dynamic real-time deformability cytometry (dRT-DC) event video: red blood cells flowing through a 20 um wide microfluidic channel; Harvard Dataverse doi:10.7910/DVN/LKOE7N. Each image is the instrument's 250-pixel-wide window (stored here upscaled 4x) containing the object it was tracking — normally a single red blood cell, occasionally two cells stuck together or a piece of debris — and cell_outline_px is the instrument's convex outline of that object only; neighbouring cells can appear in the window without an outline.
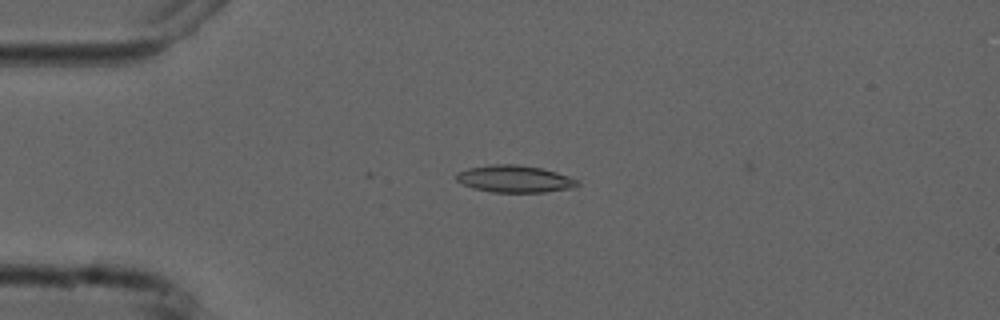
{"species": "common noctule bat (a hibernating species)", "species_latin": "Nyctalus noctula", "temperature_condition": "cold", "stored_images_in_passage": 5, "camera_frame_rate_fps": 3000, "um_per_image_px": 0.085, "animal": {"sex": "male", "forearm_length_mm": 52.5}, "frame": {"image": 1, "passage_image": 4, "time_ms": 3.667, "image_size_px": [1000, 320], "cell_outline_px": [[580, 184], [576, 188], [544, 192], [492, 192], [472, 188], [456, 180], [456, 172], [468, 168], [492, 164], [516, 164], [544, 168], [568, 176], [576, 180]], "centroid_in_image_um": [43.75, 15.2], "position_along_channel_um": 41.2, "area_um2": 19.25}}